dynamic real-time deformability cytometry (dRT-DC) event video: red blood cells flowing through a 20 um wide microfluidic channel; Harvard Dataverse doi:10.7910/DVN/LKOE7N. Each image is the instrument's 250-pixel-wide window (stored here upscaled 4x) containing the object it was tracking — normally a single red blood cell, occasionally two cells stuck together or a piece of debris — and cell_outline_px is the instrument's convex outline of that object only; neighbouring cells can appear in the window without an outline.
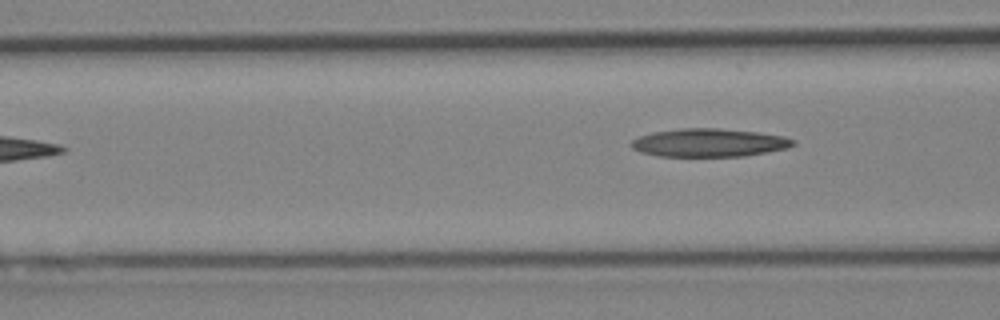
{"species": "Egyptian fruit bat (a non-hibernating species)", "species_latin": "Rousettus aegyptiacus", "temperature_condition": "cold", "stored_images_in_passage": 4, "camera_frame_rate_fps": 3000, "um_per_image_px": 0.085, "animal": {"sex": "female"}, "frame": {"image": 1, "passage_image": 4, "time_ms": 3.333, "image_size_px": [1000, 320], "cell_outline_px": [[796, 144], [788, 148], [768, 152], [744, 156], [660, 156], [640, 152], [632, 148], [632, 140], [640, 136], [652, 132], [680, 128], [720, 128], [760, 132], [784, 136], [796, 140]], "centroid_in_image_um": [60.32, 12.12], "position_along_channel_um": 106.3, "area_um2": 26.76}}